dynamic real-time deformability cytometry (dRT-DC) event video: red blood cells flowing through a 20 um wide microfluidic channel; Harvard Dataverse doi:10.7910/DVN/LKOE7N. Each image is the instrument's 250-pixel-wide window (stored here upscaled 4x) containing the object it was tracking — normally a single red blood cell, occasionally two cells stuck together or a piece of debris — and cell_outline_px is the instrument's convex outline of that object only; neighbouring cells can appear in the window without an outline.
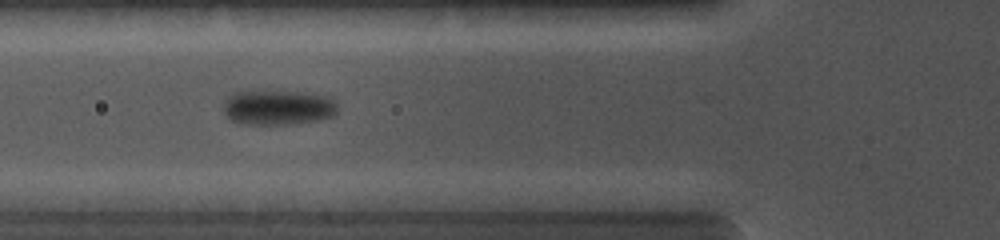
{"species": "common noctule bat (a hibernating species)", "species_latin": "Nyctalus noctula", "temperature_condition": "cold", "stored_images_in_passage": 20, "camera_frame_rate_fps": 5000, "um_per_image_px": 0.085, "animal": {"sex": "female", "body_mass_g": 19.0, "forearm_length_mm": 56.7}, "frame": {"image": 1, "passage_image": 5, "time_ms": 2.4, "image_size_px": [1000, 240], "cell_outline_px": [[336, 112], [332, 116], [316, 120], [292, 124], [240, 124], [232, 120], [224, 112], [224, 100], [232, 92], [296, 92], [328, 96], [336, 104]], "centroid_in_image_um": [23.59, 9.15], "position_along_channel_um": 102.2, "area_um2": 22.83}}
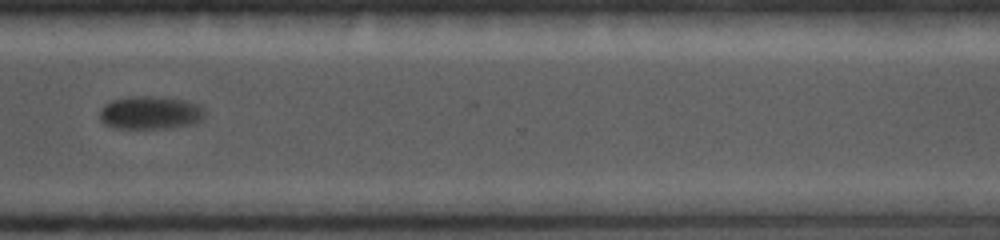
{"frame": {"image": 2, "passage_image": 15, "time_ms": 8.2, "image_size_px": [1000, 240], "cell_outline_px": [[204, 116], [196, 124], [168, 128], [116, 128], [104, 124], [100, 120], [100, 108], [104, 104], [112, 100], [128, 96], [152, 96], [188, 100], [200, 104], [204, 112]], "centroid_in_image_um": [12.78, 9.57], "position_along_channel_um": 357.8, "area_um2": 20.58}}
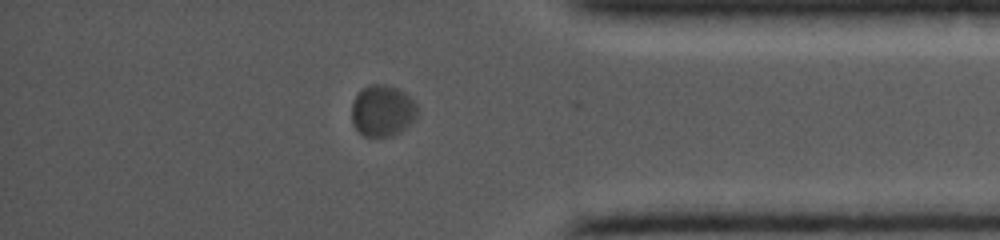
{"frame": {"image": 3, "passage_image": 17, "time_ms": 9.4, "image_size_px": [1000, 240], "cell_outline_px": [[420, 112], [416, 120], [400, 132], [392, 136], [364, 136], [352, 124], [352, 104], [356, 96], [368, 84], [384, 84], [396, 88], [404, 92], [420, 108]], "centroid_in_image_um": [32.55, 9.42], "position_along_channel_um": 402.6, "area_um2": 19.83}}